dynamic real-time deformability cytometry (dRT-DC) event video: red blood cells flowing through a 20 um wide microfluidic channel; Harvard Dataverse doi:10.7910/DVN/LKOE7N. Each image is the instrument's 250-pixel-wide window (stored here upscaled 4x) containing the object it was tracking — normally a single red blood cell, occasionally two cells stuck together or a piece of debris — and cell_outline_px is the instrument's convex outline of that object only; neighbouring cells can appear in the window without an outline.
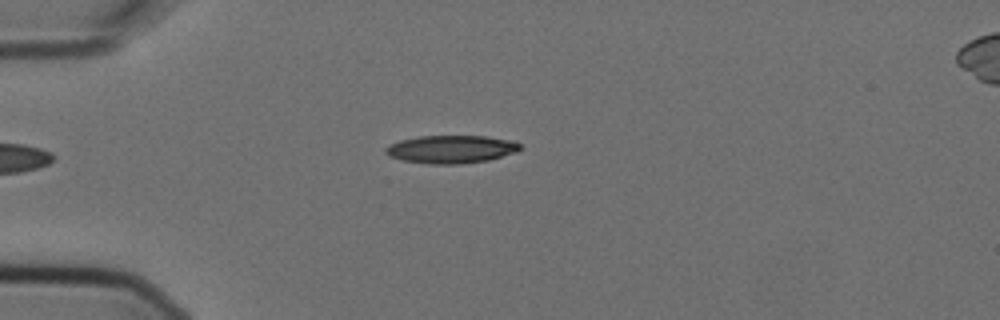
{"species": "Egyptian fruit bat (a non-hibernating species)", "species_latin": "Rousettus aegyptiacus", "temperature_condition": "cold", "stored_images_in_passage": 4, "camera_frame_rate_fps": 3000, "um_per_image_px": 0.085, "animal": {"sex": "female"}, "frame": {"image": 1, "passage_image": 4, "time_ms": 1.0, "image_size_px": [1000, 320], "cell_outline_px": [[520, 148], [516, 152], [488, 160], [460, 164], [428, 164], [400, 160], [388, 156], [384, 152], [384, 148], [388, 144], [400, 140], [420, 136], [488, 136], [508, 140], [520, 144]], "centroid_in_image_um": [38.27, 12.69], "position_along_channel_um": 46.7, "area_um2": 21.96}}